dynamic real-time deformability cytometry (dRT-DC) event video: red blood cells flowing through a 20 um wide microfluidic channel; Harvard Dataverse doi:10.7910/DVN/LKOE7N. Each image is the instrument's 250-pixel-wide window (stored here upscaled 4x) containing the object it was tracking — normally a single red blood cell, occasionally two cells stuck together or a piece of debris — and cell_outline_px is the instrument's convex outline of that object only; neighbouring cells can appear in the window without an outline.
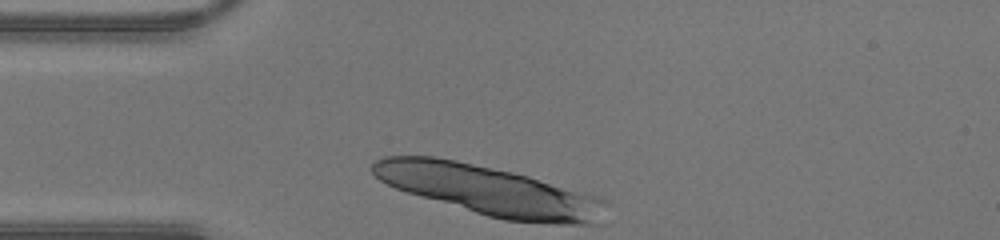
{"species": "human", "species_latin": "Homo sapiens", "temperature_condition": "warm", "stored_images_in_passage": 6, "camera_frame_rate_fps": 3000, "um_per_image_px": 0.085, "donor": {"sex": "male"}, "frame": {"image": 1, "passage_image": 1, "time_ms": 0.0, "image_size_px": [1000, 240], "cell_outline_px": [[608, 204], [604, 224], [552, 224], [504, 220], [488, 216], [420, 196], [396, 188], [380, 180], [372, 172], [372, 164], [376, 160], [384, 156], [432, 156], [456, 160], [512, 172], [528, 176], [584, 192], [604, 200]], "centroid_in_image_um": [41.67, 16.21], "position_along_channel_um": 43.3, "area_um2": 67.28}}